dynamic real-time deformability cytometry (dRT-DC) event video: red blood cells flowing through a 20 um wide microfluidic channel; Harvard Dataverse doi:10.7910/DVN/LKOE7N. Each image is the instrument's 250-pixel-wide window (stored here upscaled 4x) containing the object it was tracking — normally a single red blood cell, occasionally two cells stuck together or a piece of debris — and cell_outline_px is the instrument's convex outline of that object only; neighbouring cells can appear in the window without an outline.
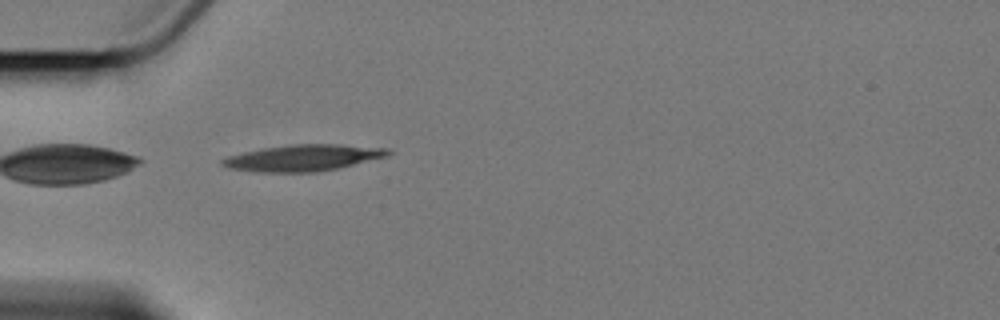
{"species": "Egyptian fruit bat (a non-hibernating species)", "species_latin": "Rousettus aegyptiacus", "temperature_condition": "cold", "stored_images_in_passage": 2, "camera_frame_rate_fps": 3000, "um_per_image_px": 0.085, "animal": {"sex": "female"}, "frame": {"image": 1, "passage_image": 2, "time_ms": 1.0, "image_size_px": [1000, 320], "cell_outline_px": [[392, 152], [388, 156], [336, 168], [316, 172], [260, 172], [228, 168], [220, 164], [220, 160], [228, 156], [244, 152], [264, 148], [288, 144], [340, 144], [388, 148]], "centroid_in_image_um": [25.76, 13.41], "position_along_channel_um": 59.2, "area_um2": 25.37}}